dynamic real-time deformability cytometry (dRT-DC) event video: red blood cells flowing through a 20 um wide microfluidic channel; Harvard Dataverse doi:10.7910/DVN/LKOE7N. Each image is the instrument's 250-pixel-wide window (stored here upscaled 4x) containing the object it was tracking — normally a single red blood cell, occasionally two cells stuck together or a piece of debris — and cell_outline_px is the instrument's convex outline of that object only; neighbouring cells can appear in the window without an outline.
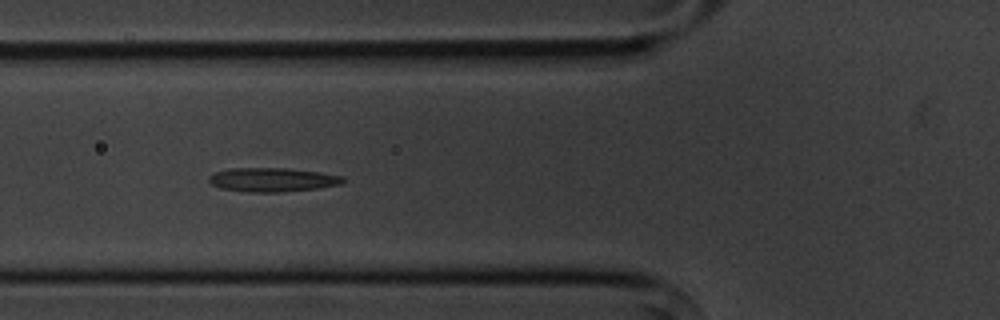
{"species": "common noctule bat (a hibernating species)", "species_latin": "Nyctalus noctula", "temperature_condition": "cold", "stored_images_in_passage": 6, "camera_frame_rate_fps": 3000, "um_per_image_px": 0.085, "animal": {"sex": "male", "body_mass_g": 20.1, "forearm_length_mm": 53.5}, "frame": {"image": 1, "passage_image": 5, "time_ms": 4.667, "image_size_px": [1000, 320], "cell_outline_px": [[344, 180], [340, 184], [316, 188], [280, 192], [248, 192], [220, 188], [212, 184], [208, 180], [208, 176], [216, 172], [232, 168], [288, 168], [320, 172], [344, 176]], "centroid_in_image_um": [23.14, 15.27], "position_along_channel_um": 102.7, "area_um2": 18.61}}
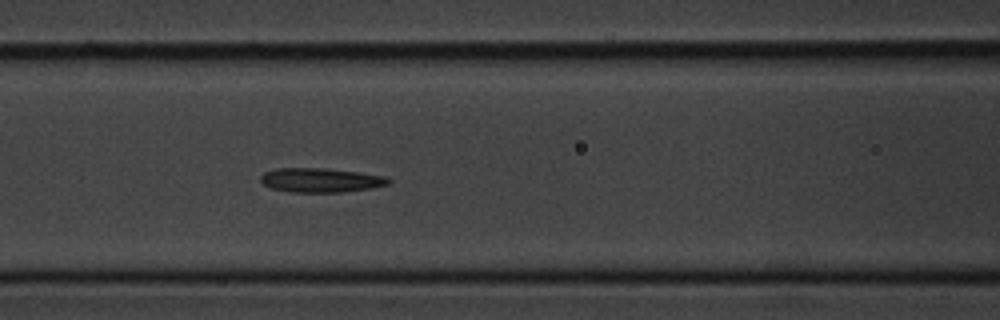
{"frame": {"image": 2, "passage_image": 6, "time_ms": 5.667, "image_size_px": [1000, 320], "cell_outline_px": [[392, 180], [388, 184], [372, 188], [340, 192], [292, 192], [268, 188], [260, 180], [260, 176], [264, 172], [276, 168], [324, 168], [356, 172], [384, 176]], "centroid_in_image_um": [27.21, 15.31], "position_along_channel_um": 139.4, "area_um2": 18.03}}